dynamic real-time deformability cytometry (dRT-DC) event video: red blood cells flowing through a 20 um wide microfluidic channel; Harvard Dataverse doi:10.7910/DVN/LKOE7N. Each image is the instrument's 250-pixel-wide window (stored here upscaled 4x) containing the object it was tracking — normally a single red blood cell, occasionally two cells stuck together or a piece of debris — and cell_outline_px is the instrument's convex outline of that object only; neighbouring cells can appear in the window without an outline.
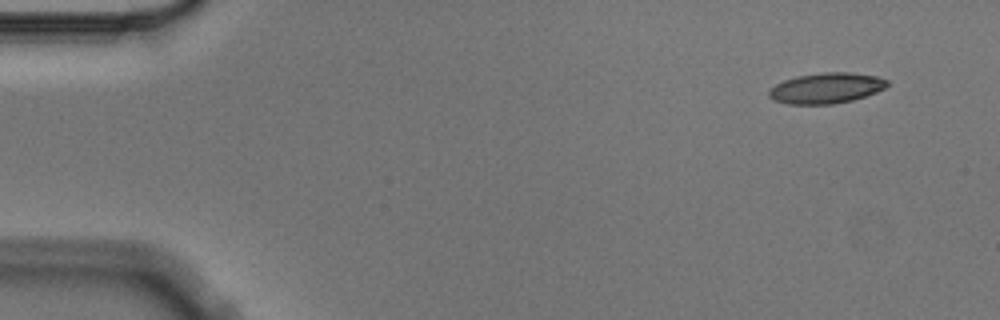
{"species": "Egyptian fruit bat (a non-hibernating species)", "species_latin": "Rousettus aegyptiacus", "temperature_condition": "cold", "stored_images_in_passage": 5, "camera_frame_rate_fps": 3000, "um_per_image_px": 0.085, "animal": {"sex": "male"}, "frame": {"image": 1, "passage_image": 1, "time_ms": 0.0, "image_size_px": [1000, 320], "cell_outline_px": [[888, 84], [884, 88], [876, 92], [852, 100], [832, 104], [788, 104], [772, 100], [768, 96], [768, 92], [776, 84], [784, 80], [796, 76], [824, 72], [848, 72], [876, 76], [888, 80]], "centroid_in_image_um": [70.21, 7.49], "position_along_channel_um": 14.8, "area_um2": 20.98}}
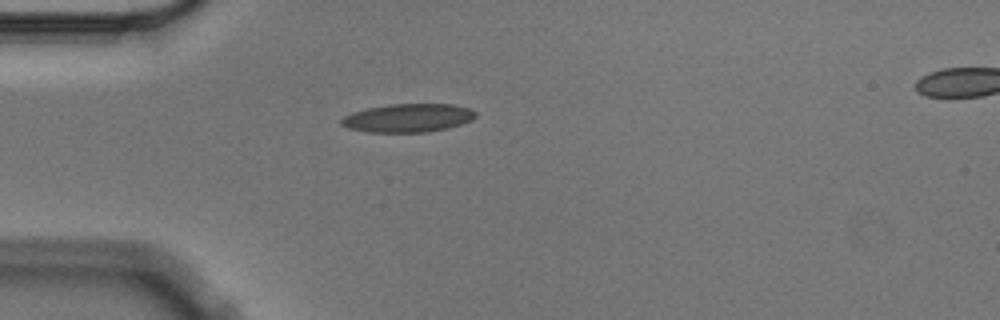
{"frame": {"image": 2, "passage_image": 4, "time_ms": 1.0, "image_size_px": [1000, 320], "cell_outline_px": [[476, 116], [472, 120], [448, 128], [428, 132], [364, 132], [348, 128], [340, 124], [340, 120], [344, 116], [352, 112], [368, 108], [392, 104], [452, 104], [468, 108], [476, 112]], "centroid_in_image_um": [34.66, 10.03], "position_along_channel_um": 50.3, "area_um2": 22.25}}